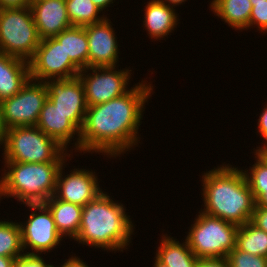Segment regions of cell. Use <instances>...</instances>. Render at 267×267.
Segmentation results:
<instances>
[{
	"mask_svg": "<svg viewBox=\"0 0 267 267\" xmlns=\"http://www.w3.org/2000/svg\"><path fill=\"white\" fill-rule=\"evenodd\" d=\"M47 99L46 84L29 78L18 93L1 101L3 120L7 129L36 126Z\"/></svg>",
	"mask_w": 267,
	"mask_h": 267,
	"instance_id": "cell-8",
	"label": "cell"
},
{
	"mask_svg": "<svg viewBox=\"0 0 267 267\" xmlns=\"http://www.w3.org/2000/svg\"><path fill=\"white\" fill-rule=\"evenodd\" d=\"M154 262L155 263H154L153 267H168V266L160 263L156 258H155V261Z\"/></svg>",
	"mask_w": 267,
	"mask_h": 267,
	"instance_id": "cell-41",
	"label": "cell"
},
{
	"mask_svg": "<svg viewBox=\"0 0 267 267\" xmlns=\"http://www.w3.org/2000/svg\"><path fill=\"white\" fill-rule=\"evenodd\" d=\"M109 21L106 17L101 22L85 26L89 46L88 67H116L119 61L117 39Z\"/></svg>",
	"mask_w": 267,
	"mask_h": 267,
	"instance_id": "cell-14",
	"label": "cell"
},
{
	"mask_svg": "<svg viewBox=\"0 0 267 267\" xmlns=\"http://www.w3.org/2000/svg\"><path fill=\"white\" fill-rule=\"evenodd\" d=\"M7 134V127L5 126L2 114V107L0 102V144L3 145Z\"/></svg>",
	"mask_w": 267,
	"mask_h": 267,
	"instance_id": "cell-35",
	"label": "cell"
},
{
	"mask_svg": "<svg viewBox=\"0 0 267 267\" xmlns=\"http://www.w3.org/2000/svg\"><path fill=\"white\" fill-rule=\"evenodd\" d=\"M63 163L58 171L54 196L64 202L85 206L102 191L95 172L86 169H74L63 177Z\"/></svg>",
	"mask_w": 267,
	"mask_h": 267,
	"instance_id": "cell-13",
	"label": "cell"
},
{
	"mask_svg": "<svg viewBox=\"0 0 267 267\" xmlns=\"http://www.w3.org/2000/svg\"><path fill=\"white\" fill-rule=\"evenodd\" d=\"M155 258L168 267H196L198 260L186 240L180 243L167 234L162 236Z\"/></svg>",
	"mask_w": 267,
	"mask_h": 267,
	"instance_id": "cell-20",
	"label": "cell"
},
{
	"mask_svg": "<svg viewBox=\"0 0 267 267\" xmlns=\"http://www.w3.org/2000/svg\"><path fill=\"white\" fill-rule=\"evenodd\" d=\"M115 0H92V2L103 12L106 7L110 6V4L114 3Z\"/></svg>",
	"mask_w": 267,
	"mask_h": 267,
	"instance_id": "cell-36",
	"label": "cell"
},
{
	"mask_svg": "<svg viewBox=\"0 0 267 267\" xmlns=\"http://www.w3.org/2000/svg\"><path fill=\"white\" fill-rule=\"evenodd\" d=\"M40 40L30 7L0 9V51L29 61Z\"/></svg>",
	"mask_w": 267,
	"mask_h": 267,
	"instance_id": "cell-7",
	"label": "cell"
},
{
	"mask_svg": "<svg viewBox=\"0 0 267 267\" xmlns=\"http://www.w3.org/2000/svg\"><path fill=\"white\" fill-rule=\"evenodd\" d=\"M50 264L45 263L40 254H27L23 253L14 259L13 267H50Z\"/></svg>",
	"mask_w": 267,
	"mask_h": 267,
	"instance_id": "cell-29",
	"label": "cell"
},
{
	"mask_svg": "<svg viewBox=\"0 0 267 267\" xmlns=\"http://www.w3.org/2000/svg\"><path fill=\"white\" fill-rule=\"evenodd\" d=\"M28 62L30 78L36 81L74 78L81 71L55 37L40 40L35 54Z\"/></svg>",
	"mask_w": 267,
	"mask_h": 267,
	"instance_id": "cell-9",
	"label": "cell"
},
{
	"mask_svg": "<svg viewBox=\"0 0 267 267\" xmlns=\"http://www.w3.org/2000/svg\"><path fill=\"white\" fill-rule=\"evenodd\" d=\"M255 25L261 32H267V0L261 3H252L249 27Z\"/></svg>",
	"mask_w": 267,
	"mask_h": 267,
	"instance_id": "cell-28",
	"label": "cell"
},
{
	"mask_svg": "<svg viewBox=\"0 0 267 267\" xmlns=\"http://www.w3.org/2000/svg\"><path fill=\"white\" fill-rule=\"evenodd\" d=\"M44 83L47 87L48 99L81 130L88 105L84 87L79 77L49 79Z\"/></svg>",
	"mask_w": 267,
	"mask_h": 267,
	"instance_id": "cell-12",
	"label": "cell"
},
{
	"mask_svg": "<svg viewBox=\"0 0 267 267\" xmlns=\"http://www.w3.org/2000/svg\"><path fill=\"white\" fill-rule=\"evenodd\" d=\"M60 267H90L83 260H80L77 256L69 257V259L63 263Z\"/></svg>",
	"mask_w": 267,
	"mask_h": 267,
	"instance_id": "cell-34",
	"label": "cell"
},
{
	"mask_svg": "<svg viewBox=\"0 0 267 267\" xmlns=\"http://www.w3.org/2000/svg\"><path fill=\"white\" fill-rule=\"evenodd\" d=\"M161 3L167 4L169 6L172 5V7L183 4L186 0H157Z\"/></svg>",
	"mask_w": 267,
	"mask_h": 267,
	"instance_id": "cell-39",
	"label": "cell"
},
{
	"mask_svg": "<svg viewBox=\"0 0 267 267\" xmlns=\"http://www.w3.org/2000/svg\"><path fill=\"white\" fill-rule=\"evenodd\" d=\"M255 207L267 209V190L255 201Z\"/></svg>",
	"mask_w": 267,
	"mask_h": 267,
	"instance_id": "cell-37",
	"label": "cell"
},
{
	"mask_svg": "<svg viewBox=\"0 0 267 267\" xmlns=\"http://www.w3.org/2000/svg\"><path fill=\"white\" fill-rule=\"evenodd\" d=\"M185 238L197 258L227 257L236 247L239 225L202 211Z\"/></svg>",
	"mask_w": 267,
	"mask_h": 267,
	"instance_id": "cell-6",
	"label": "cell"
},
{
	"mask_svg": "<svg viewBox=\"0 0 267 267\" xmlns=\"http://www.w3.org/2000/svg\"><path fill=\"white\" fill-rule=\"evenodd\" d=\"M236 248L267 258V232L257 228L251 222L240 225L236 234Z\"/></svg>",
	"mask_w": 267,
	"mask_h": 267,
	"instance_id": "cell-23",
	"label": "cell"
},
{
	"mask_svg": "<svg viewBox=\"0 0 267 267\" xmlns=\"http://www.w3.org/2000/svg\"><path fill=\"white\" fill-rule=\"evenodd\" d=\"M4 163L8 169L0 179V198L15 197L25 205L45 203L54 195L57 174L65 162Z\"/></svg>",
	"mask_w": 267,
	"mask_h": 267,
	"instance_id": "cell-4",
	"label": "cell"
},
{
	"mask_svg": "<svg viewBox=\"0 0 267 267\" xmlns=\"http://www.w3.org/2000/svg\"><path fill=\"white\" fill-rule=\"evenodd\" d=\"M66 55L80 69L88 68L89 46L85 27L72 26L55 36Z\"/></svg>",
	"mask_w": 267,
	"mask_h": 267,
	"instance_id": "cell-22",
	"label": "cell"
},
{
	"mask_svg": "<svg viewBox=\"0 0 267 267\" xmlns=\"http://www.w3.org/2000/svg\"><path fill=\"white\" fill-rule=\"evenodd\" d=\"M257 151H260L267 158V145L258 147Z\"/></svg>",
	"mask_w": 267,
	"mask_h": 267,
	"instance_id": "cell-40",
	"label": "cell"
},
{
	"mask_svg": "<svg viewBox=\"0 0 267 267\" xmlns=\"http://www.w3.org/2000/svg\"><path fill=\"white\" fill-rule=\"evenodd\" d=\"M29 78L28 61L0 51V102L18 93Z\"/></svg>",
	"mask_w": 267,
	"mask_h": 267,
	"instance_id": "cell-17",
	"label": "cell"
},
{
	"mask_svg": "<svg viewBox=\"0 0 267 267\" xmlns=\"http://www.w3.org/2000/svg\"><path fill=\"white\" fill-rule=\"evenodd\" d=\"M3 147L4 161L22 163L66 162V157H70L64 147L43 133L37 126L7 129Z\"/></svg>",
	"mask_w": 267,
	"mask_h": 267,
	"instance_id": "cell-5",
	"label": "cell"
},
{
	"mask_svg": "<svg viewBox=\"0 0 267 267\" xmlns=\"http://www.w3.org/2000/svg\"><path fill=\"white\" fill-rule=\"evenodd\" d=\"M243 171L228 164L204 173L201 211L239 226L250 222L255 200Z\"/></svg>",
	"mask_w": 267,
	"mask_h": 267,
	"instance_id": "cell-2",
	"label": "cell"
},
{
	"mask_svg": "<svg viewBox=\"0 0 267 267\" xmlns=\"http://www.w3.org/2000/svg\"><path fill=\"white\" fill-rule=\"evenodd\" d=\"M22 252L24 253L19 223L0 221V256L17 258Z\"/></svg>",
	"mask_w": 267,
	"mask_h": 267,
	"instance_id": "cell-25",
	"label": "cell"
},
{
	"mask_svg": "<svg viewBox=\"0 0 267 267\" xmlns=\"http://www.w3.org/2000/svg\"><path fill=\"white\" fill-rule=\"evenodd\" d=\"M196 267H230L227 257L198 258Z\"/></svg>",
	"mask_w": 267,
	"mask_h": 267,
	"instance_id": "cell-31",
	"label": "cell"
},
{
	"mask_svg": "<svg viewBox=\"0 0 267 267\" xmlns=\"http://www.w3.org/2000/svg\"><path fill=\"white\" fill-rule=\"evenodd\" d=\"M14 259L12 257L0 256V267H13Z\"/></svg>",
	"mask_w": 267,
	"mask_h": 267,
	"instance_id": "cell-38",
	"label": "cell"
},
{
	"mask_svg": "<svg viewBox=\"0 0 267 267\" xmlns=\"http://www.w3.org/2000/svg\"><path fill=\"white\" fill-rule=\"evenodd\" d=\"M39 38L55 37L72 27L65 0H36L30 5Z\"/></svg>",
	"mask_w": 267,
	"mask_h": 267,
	"instance_id": "cell-15",
	"label": "cell"
},
{
	"mask_svg": "<svg viewBox=\"0 0 267 267\" xmlns=\"http://www.w3.org/2000/svg\"><path fill=\"white\" fill-rule=\"evenodd\" d=\"M31 3V0H0V9L27 8Z\"/></svg>",
	"mask_w": 267,
	"mask_h": 267,
	"instance_id": "cell-32",
	"label": "cell"
},
{
	"mask_svg": "<svg viewBox=\"0 0 267 267\" xmlns=\"http://www.w3.org/2000/svg\"><path fill=\"white\" fill-rule=\"evenodd\" d=\"M227 259L230 267H267V258L256 256L236 247L228 253Z\"/></svg>",
	"mask_w": 267,
	"mask_h": 267,
	"instance_id": "cell-27",
	"label": "cell"
},
{
	"mask_svg": "<svg viewBox=\"0 0 267 267\" xmlns=\"http://www.w3.org/2000/svg\"><path fill=\"white\" fill-rule=\"evenodd\" d=\"M89 70H92L93 74L88 73ZM130 71L132 70L118 69L117 71L115 66L88 67L81 70L78 77L83 84L88 107L108 102L127 93L129 88L126 86L130 80Z\"/></svg>",
	"mask_w": 267,
	"mask_h": 267,
	"instance_id": "cell-10",
	"label": "cell"
},
{
	"mask_svg": "<svg viewBox=\"0 0 267 267\" xmlns=\"http://www.w3.org/2000/svg\"><path fill=\"white\" fill-rule=\"evenodd\" d=\"M258 132L260 134V137H263V140H265L264 146L267 145V105L264 107L262 113L260 114V117L258 119Z\"/></svg>",
	"mask_w": 267,
	"mask_h": 267,
	"instance_id": "cell-33",
	"label": "cell"
},
{
	"mask_svg": "<svg viewBox=\"0 0 267 267\" xmlns=\"http://www.w3.org/2000/svg\"><path fill=\"white\" fill-rule=\"evenodd\" d=\"M52 213L57 230L62 237L75 240L78 235L83 206L64 202L54 195L44 203Z\"/></svg>",
	"mask_w": 267,
	"mask_h": 267,
	"instance_id": "cell-19",
	"label": "cell"
},
{
	"mask_svg": "<svg viewBox=\"0 0 267 267\" xmlns=\"http://www.w3.org/2000/svg\"><path fill=\"white\" fill-rule=\"evenodd\" d=\"M141 82L117 98L88 107L80 130L79 152L116 158L140 142L137 135L143 108L153 92L151 84Z\"/></svg>",
	"mask_w": 267,
	"mask_h": 267,
	"instance_id": "cell-1",
	"label": "cell"
},
{
	"mask_svg": "<svg viewBox=\"0 0 267 267\" xmlns=\"http://www.w3.org/2000/svg\"><path fill=\"white\" fill-rule=\"evenodd\" d=\"M210 8L231 28L236 30L249 29V19L252 10L250 0H213Z\"/></svg>",
	"mask_w": 267,
	"mask_h": 267,
	"instance_id": "cell-21",
	"label": "cell"
},
{
	"mask_svg": "<svg viewBox=\"0 0 267 267\" xmlns=\"http://www.w3.org/2000/svg\"><path fill=\"white\" fill-rule=\"evenodd\" d=\"M36 126L43 133L55 139L66 150L68 143H71V139L77 135L78 138L74 146L76 152L79 150L80 130L49 99L44 102Z\"/></svg>",
	"mask_w": 267,
	"mask_h": 267,
	"instance_id": "cell-16",
	"label": "cell"
},
{
	"mask_svg": "<svg viewBox=\"0 0 267 267\" xmlns=\"http://www.w3.org/2000/svg\"><path fill=\"white\" fill-rule=\"evenodd\" d=\"M25 205L31 208L33 213L29 215L26 223L19 224L23 251L31 248L32 252H26L27 254L40 255L42 252H50L63 240L52 213L44 203Z\"/></svg>",
	"mask_w": 267,
	"mask_h": 267,
	"instance_id": "cell-11",
	"label": "cell"
},
{
	"mask_svg": "<svg viewBox=\"0 0 267 267\" xmlns=\"http://www.w3.org/2000/svg\"><path fill=\"white\" fill-rule=\"evenodd\" d=\"M124 208L122 203L113 201L109 195L101 192L83 206L75 241L107 251L123 252L131 243V235L134 232L131 218L127 216Z\"/></svg>",
	"mask_w": 267,
	"mask_h": 267,
	"instance_id": "cell-3",
	"label": "cell"
},
{
	"mask_svg": "<svg viewBox=\"0 0 267 267\" xmlns=\"http://www.w3.org/2000/svg\"><path fill=\"white\" fill-rule=\"evenodd\" d=\"M178 16L172 6L151 0L145 6L144 26L149 36L153 39H162L169 35L175 26L177 27Z\"/></svg>",
	"mask_w": 267,
	"mask_h": 267,
	"instance_id": "cell-18",
	"label": "cell"
},
{
	"mask_svg": "<svg viewBox=\"0 0 267 267\" xmlns=\"http://www.w3.org/2000/svg\"><path fill=\"white\" fill-rule=\"evenodd\" d=\"M250 222L257 228L267 232V209L262 207H254V212Z\"/></svg>",
	"mask_w": 267,
	"mask_h": 267,
	"instance_id": "cell-30",
	"label": "cell"
},
{
	"mask_svg": "<svg viewBox=\"0 0 267 267\" xmlns=\"http://www.w3.org/2000/svg\"><path fill=\"white\" fill-rule=\"evenodd\" d=\"M251 3H261V2H265L266 0H250Z\"/></svg>",
	"mask_w": 267,
	"mask_h": 267,
	"instance_id": "cell-42",
	"label": "cell"
},
{
	"mask_svg": "<svg viewBox=\"0 0 267 267\" xmlns=\"http://www.w3.org/2000/svg\"><path fill=\"white\" fill-rule=\"evenodd\" d=\"M256 162L252 167L243 172L253 198L256 201L267 190V158L260 152L255 151Z\"/></svg>",
	"mask_w": 267,
	"mask_h": 267,
	"instance_id": "cell-26",
	"label": "cell"
},
{
	"mask_svg": "<svg viewBox=\"0 0 267 267\" xmlns=\"http://www.w3.org/2000/svg\"><path fill=\"white\" fill-rule=\"evenodd\" d=\"M68 18L72 26L85 27L103 21L107 16H98L101 10L92 0H65Z\"/></svg>",
	"mask_w": 267,
	"mask_h": 267,
	"instance_id": "cell-24",
	"label": "cell"
}]
</instances>
